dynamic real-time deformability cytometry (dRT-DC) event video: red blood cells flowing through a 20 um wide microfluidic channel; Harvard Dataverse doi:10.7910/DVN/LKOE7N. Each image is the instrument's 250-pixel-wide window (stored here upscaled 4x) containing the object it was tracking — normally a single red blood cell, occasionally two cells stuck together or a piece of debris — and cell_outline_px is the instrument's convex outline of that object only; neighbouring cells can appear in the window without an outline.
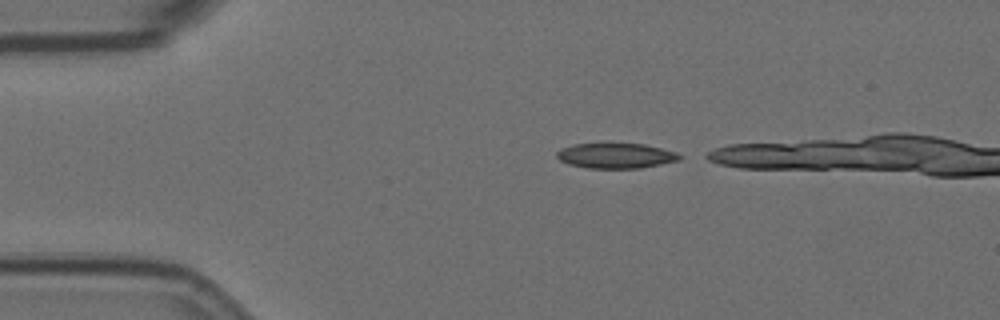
{"species": "Egyptian fruit bat (a non-hibernating species)", "species_latin": "Rousettus aegyptiacus", "temperature_condition": "room temperature", "stored_images_in_passage": 4, "camera_frame_rate_fps": 3000, "um_per_image_px": 0.085, "animal": {"sex": "female"}, "frame": {"image": 1, "passage_image": 1, "time_ms": 0.0, "image_size_px": [1000, 320], "cell_outline_px": [[684, 156], [680, 160], [640, 168], [588, 168], [568, 164], [560, 160], [556, 156], [556, 152], [560, 148], [572, 144], [604, 140], [644, 144], [676, 152]], "centroid_in_image_um": [52.29, 13.18], "position_along_channel_um": 32.7, "area_um2": 19.02}}
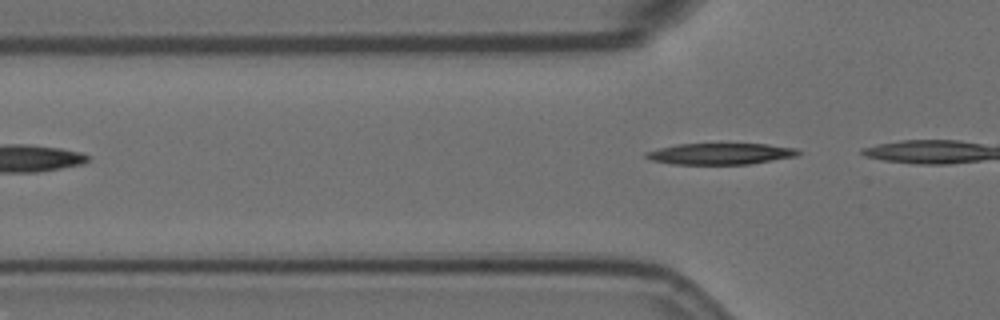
{"frame": {"image": 2, "passage_image": 4, "time_ms": 3.667, "image_size_px": [1000, 320], "cell_outline_px": [[800, 152], [796, 156], [748, 164], [672, 164], [652, 160], [644, 156], [644, 152], [676, 144], [768, 144], [796, 148]], "centroid_in_image_um": [61.21, 13.07], "position_along_channel_um": 64.6, "area_um2": 18.73}}